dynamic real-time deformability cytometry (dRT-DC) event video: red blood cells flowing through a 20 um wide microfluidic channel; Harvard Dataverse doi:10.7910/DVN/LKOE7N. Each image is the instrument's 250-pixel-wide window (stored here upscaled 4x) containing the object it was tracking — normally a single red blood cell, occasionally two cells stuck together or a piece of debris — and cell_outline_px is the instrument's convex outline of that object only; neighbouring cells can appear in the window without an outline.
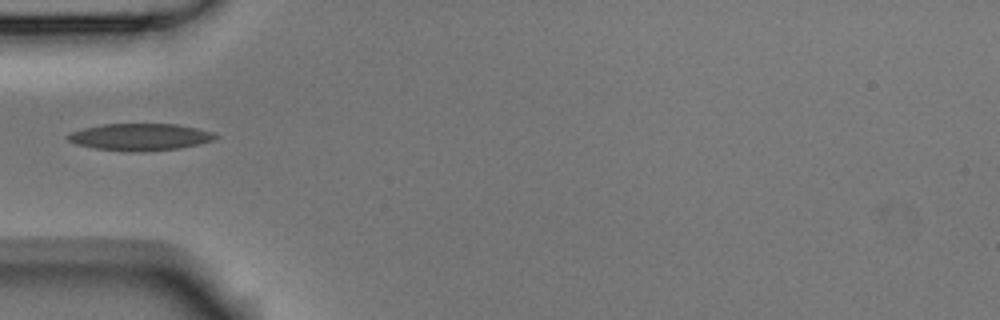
{"species": "Egyptian fruit bat (a non-hibernating species)", "species_latin": "Rousettus aegyptiacus", "temperature_condition": "room temperature", "stored_images_in_passage": 1, "camera_frame_rate_fps": 3000, "um_per_image_px": 0.085, "animal": {"sex": "male"}, "frame": {"image": 1, "passage_image": 1, "time_ms": 0.0, "image_size_px": [1000, 320], "cell_outline_px": [[220, 136], [212, 140], [196, 144], [176, 148], [140, 152], [132, 152], [96, 148], [76, 144], [68, 140], [64, 136], [72, 132], [84, 128], [104, 124], [176, 124], [196, 128], [212, 132]], "centroid_in_image_um": [11.87, 11.64], "position_along_channel_um": 73.1, "area_um2": 22.89}}